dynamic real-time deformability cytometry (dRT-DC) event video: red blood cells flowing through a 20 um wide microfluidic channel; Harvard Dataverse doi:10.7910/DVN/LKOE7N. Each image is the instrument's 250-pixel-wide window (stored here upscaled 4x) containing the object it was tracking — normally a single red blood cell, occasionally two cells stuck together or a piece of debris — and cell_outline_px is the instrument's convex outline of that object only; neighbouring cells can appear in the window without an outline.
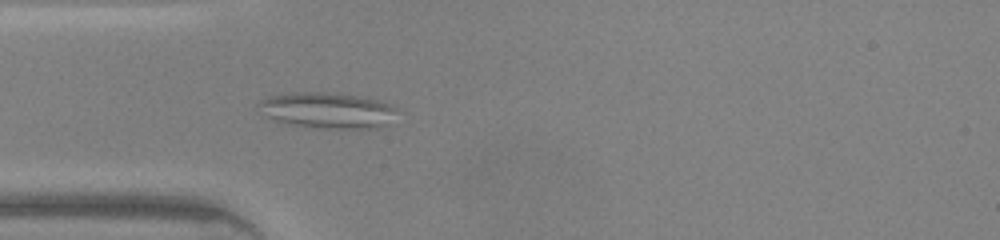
{"species": "common noctule bat (a hibernating species)", "species_latin": "Nyctalus noctula", "temperature_condition": "warm", "stored_images_in_passage": 35, "camera_frame_rate_fps": 3000, "um_per_image_px": 0.085, "animal": {"sex": "male", "body_mass_g": 20.0, "forearm_length_mm": 53.3}, "frame": {"image": 1, "passage_image": 1, "time_ms": 0.0, "image_size_px": [1000, 240], "cell_outline_px": [[396, 112], [388, 124], [380, 128], [320, 128], [288, 124], [272, 120], [256, 104], [260, 100], [268, 96], [292, 92], [340, 92], [368, 96], [380, 100], [396, 108]], "centroid_in_image_um": [27.85, 9.35], "position_along_channel_um": 57.1, "area_um2": 29.42}}
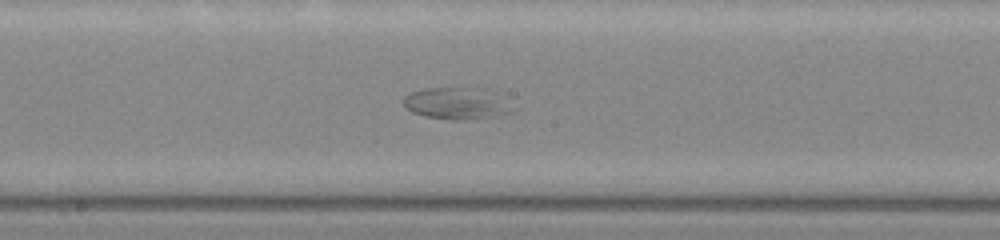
{"frame": {"image": 2, "passage_image": 12, "time_ms": 3.667, "image_size_px": [1000, 240], "cell_outline_px": [[516, 108], [512, 112], [492, 116], [460, 120], [452, 120], [424, 116], [412, 112], [404, 104], [404, 96], [408, 92], [424, 88], [484, 88]], "centroid_in_image_um": [38.77, 8.78], "position_along_channel_um": 209.4, "area_um2": 19.94}}
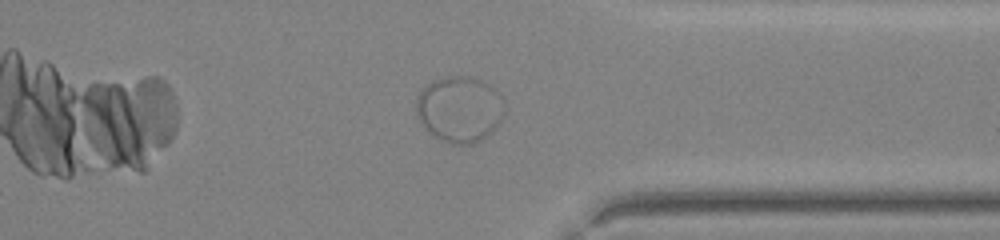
{"frame": {"image": 3, "passage_image": 24, "time_ms": 7.667, "image_size_px": [1000, 240], "cell_outline_px": [[504, 116], [492, 132], [480, 140], [472, 144], [452, 144], [436, 136], [416, 116], [416, 96], [432, 80], [448, 76], [472, 76], [488, 84], [504, 100]], "centroid_in_image_um": [39.08, 9.26], "position_along_channel_um": 372.3, "area_um2": 33.7}}